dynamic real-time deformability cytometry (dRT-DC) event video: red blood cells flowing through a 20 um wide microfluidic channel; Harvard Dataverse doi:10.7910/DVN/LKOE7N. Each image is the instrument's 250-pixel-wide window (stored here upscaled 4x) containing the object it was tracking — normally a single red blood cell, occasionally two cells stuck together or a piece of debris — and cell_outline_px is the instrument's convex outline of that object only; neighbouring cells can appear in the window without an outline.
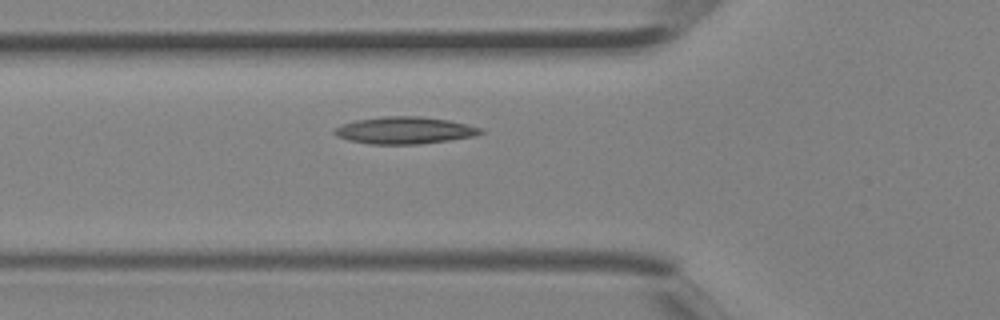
{"species": "Egyptian fruit bat (a non-hibernating species)", "species_latin": "Rousettus aegyptiacus", "temperature_condition": "room temperature", "stored_images_in_passage": 3, "camera_frame_rate_fps": 3000, "um_per_image_px": 0.085, "animal": {"sex": "female"}, "frame": {"image": 1, "passage_image": 3, "time_ms": 0.667, "image_size_px": [1000, 320], "cell_outline_px": [[484, 132], [472, 136], [448, 140], [420, 144], [368, 144], [348, 140], [336, 136], [332, 132], [332, 128], [340, 124], [356, 120], [384, 116], [420, 116], [448, 120], [468, 124], [480, 128]], "centroid_in_image_um": [34.31, 11.08], "position_along_channel_um": 91.5, "area_um2": 23.12}}